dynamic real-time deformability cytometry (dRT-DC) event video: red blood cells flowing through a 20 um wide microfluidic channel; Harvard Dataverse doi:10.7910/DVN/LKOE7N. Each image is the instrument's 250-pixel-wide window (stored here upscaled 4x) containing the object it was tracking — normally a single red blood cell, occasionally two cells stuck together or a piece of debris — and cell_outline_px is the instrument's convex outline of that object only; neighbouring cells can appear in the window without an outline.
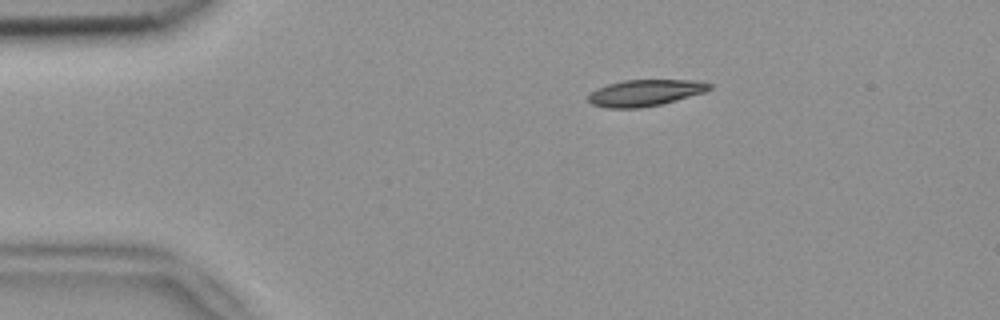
{"species": "common noctule bat (a hibernating species)", "species_latin": "Nyctalus noctula", "temperature_condition": "room temperature", "stored_images_in_passage": 7, "camera_frame_rate_fps": 3000, "um_per_image_px": 0.085, "animal": {"sex": "female", "body_mass_g": 18.4}, "frame": {"image": 1, "passage_image": 3, "time_ms": 0.667, "image_size_px": [1000, 320], "cell_outline_px": [[712, 88], [704, 92], [676, 100], [660, 104], [640, 108], [604, 108], [592, 104], [588, 100], [588, 96], [596, 88], [608, 84], [624, 80], [696, 80], [712, 84]], "centroid_in_image_um": [54.82, 7.89], "position_along_channel_um": 30.2, "area_um2": 18.61}}
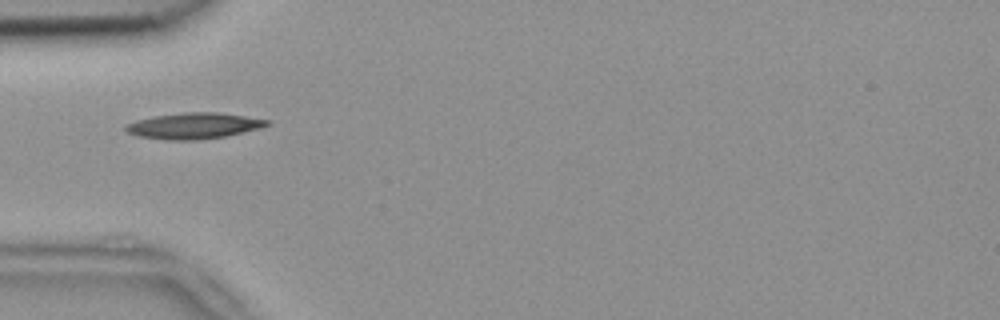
{"frame": {"image": 2, "passage_image": 5, "time_ms": 1.333, "image_size_px": [1000, 320], "cell_outline_px": [[268, 124], [260, 128], [224, 136], [196, 140], [168, 140], [140, 136], [128, 132], [124, 128], [124, 124], [136, 120], [152, 116], [184, 112], [216, 112], [244, 116], [268, 120]], "centroid_in_image_um": [16.41, 10.68], "position_along_channel_um": 68.6, "area_um2": 21.15}}